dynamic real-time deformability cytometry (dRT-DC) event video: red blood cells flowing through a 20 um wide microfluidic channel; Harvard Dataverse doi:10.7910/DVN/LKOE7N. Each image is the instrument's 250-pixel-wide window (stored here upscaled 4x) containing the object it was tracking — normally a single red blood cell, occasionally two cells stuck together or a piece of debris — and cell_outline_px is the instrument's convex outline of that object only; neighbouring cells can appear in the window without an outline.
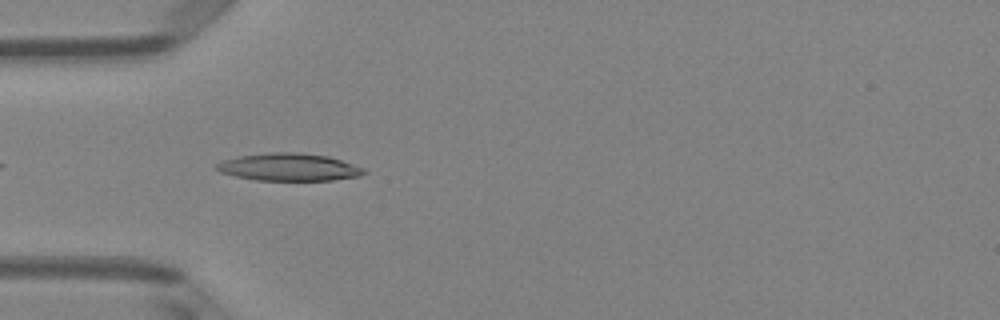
{"species": "Egyptian fruit bat (a non-hibernating species)", "species_latin": "Rousettus aegyptiacus", "temperature_condition": "room temperature", "stored_images_in_passage": 9, "camera_frame_rate_fps": 3000, "um_per_image_px": 0.085, "animal": {"sex": "female"}, "frame": {"image": 1, "passage_image": 3, "time_ms": 0.667, "image_size_px": [1000, 320], "cell_outline_px": [[368, 172], [360, 176], [332, 180], [256, 180], [236, 176], [220, 172], [212, 168], [220, 160], [240, 156], [268, 152], [300, 152], [328, 156], [364, 168]], "centroid_in_image_um": [24.52, 14.2], "position_along_channel_um": 60.5, "area_um2": 23.76}}
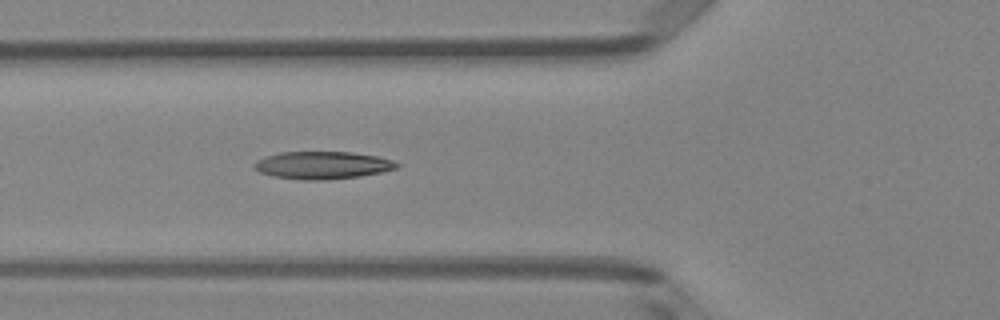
{"frame": {"image": 2, "passage_image": 6, "time_ms": 1.667, "image_size_px": [1000, 320], "cell_outline_px": [[400, 164], [396, 168], [380, 172], [360, 176], [324, 180], [300, 180], [272, 176], [260, 172], [252, 168], [252, 164], [256, 160], [280, 152], [352, 152], [376, 156], [392, 160]], "centroid_in_image_um": [27.36, 14.04], "position_along_channel_um": 98.4, "area_um2": 22.89}}